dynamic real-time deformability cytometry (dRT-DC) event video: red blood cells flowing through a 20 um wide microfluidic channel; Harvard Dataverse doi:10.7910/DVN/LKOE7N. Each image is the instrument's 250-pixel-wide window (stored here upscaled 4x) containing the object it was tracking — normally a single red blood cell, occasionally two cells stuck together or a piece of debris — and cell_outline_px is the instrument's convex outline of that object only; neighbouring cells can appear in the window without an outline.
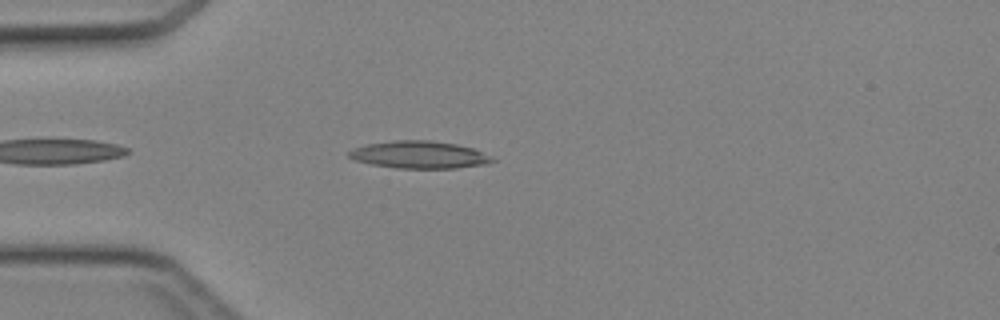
{"species": "Egyptian fruit bat (a non-hibernating species)", "species_latin": "Rousettus aegyptiacus", "temperature_condition": "cold", "stored_images_in_passage": 34, "camera_frame_rate_fps": 3000, "um_per_image_px": 0.085, "animal": {"sex": "female"}, "frame": {"image": 1, "passage_image": 4, "time_ms": 1.0, "image_size_px": [1000, 320], "cell_outline_px": [[496, 160], [484, 164], [456, 168], [396, 168], [372, 164], [356, 160], [348, 156], [348, 152], [352, 148], [364, 144], [396, 140], [428, 140], [456, 144], [472, 148], [492, 156]], "centroid_in_image_um": [35.62, 13.15], "position_along_channel_um": 49.4, "area_um2": 22.77}}
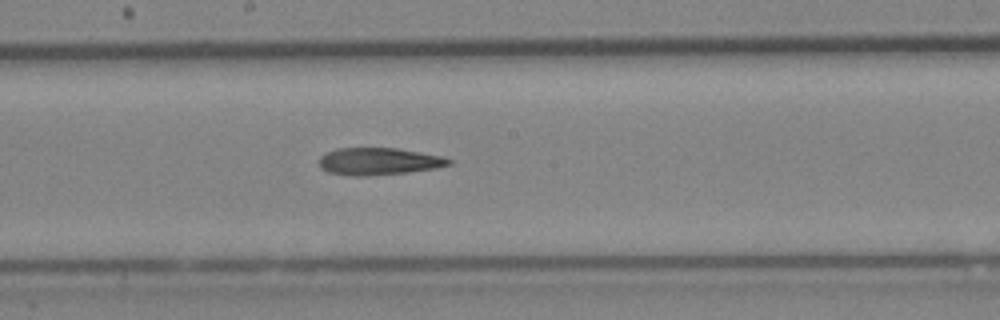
{"frame": {"image": 2, "passage_image": 16, "time_ms": 5.0, "image_size_px": [1000, 320], "cell_outline_px": [[452, 164], [436, 168], [408, 172], [368, 176], [352, 176], [328, 172], [320, 168], [320, 156], [324, 152], [336, 148], [396, 148], [440, 156], [452, 160]], "centroid_in_image_um": [32.15, 13.72], "position_along_channel_um": 216.1, "area_um2": 20.58}}
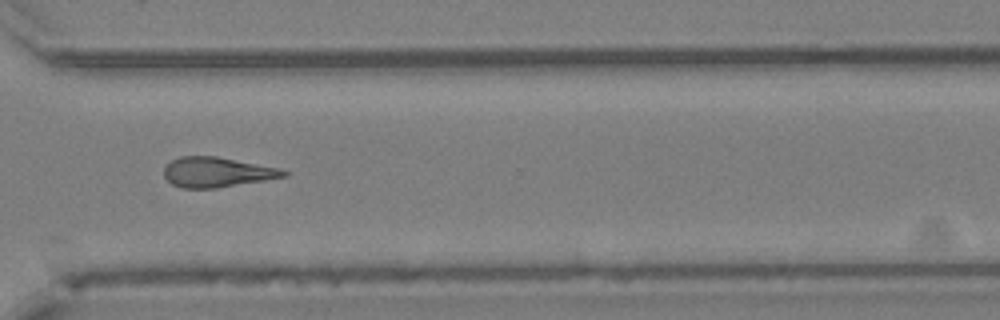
{"frame": {"image": 3, "passage_image": 25, "time_ms": 8.0, "image_size_px": [1000, 320], "cell_outline_px": [[288, 176], [216, 188], [180, 188], [172, 184], [164, 176], [164, 168], [172, 160], [180, 156], [216, 156], [280, 168], [288, 172]], "centroid_in_image_um": [18.43, 14.63], "position_along_channel_um": 352.2, "area_um2": 20.81}}